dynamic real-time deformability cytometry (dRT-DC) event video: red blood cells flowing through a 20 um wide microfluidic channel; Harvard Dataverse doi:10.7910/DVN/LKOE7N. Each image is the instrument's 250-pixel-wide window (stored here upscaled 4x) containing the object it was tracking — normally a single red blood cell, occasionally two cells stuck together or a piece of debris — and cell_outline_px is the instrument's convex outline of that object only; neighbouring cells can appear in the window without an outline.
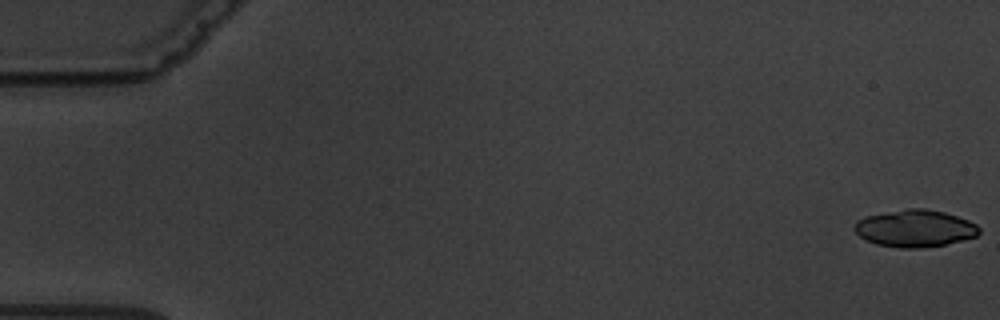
{"species": "common noctule bat (a hibernating species)", "species_latin": "Nyctalus noctula", "temperature_condition": "warm", "stored_images_in_passage": 3, "camera_frame_rate_fps": 3000, "um_per_image_px": 0.085, "animal": {"sex": "male", "body_mass_g": 19.5, "forearm_length_mm": 54.6}, "frame": {"image": 1, "passage_image": 1, "time_ms": 0.0, "image_size_px": [1000, 320], "cell_outline_px": [[980, 232], [976, 236], [944, 244], [920, 248], [900, 248], [876, 244], [860, 236], [856, 232], [856, 220], [864, 216], [908, 208], [924, 208], [944, 212], [968, 220], [976, 224], [980, 228]], "centroid_in_image_um": [77.77, 19.4], "position_along_channel_um": 7.2, "area_um2": 26.7}}
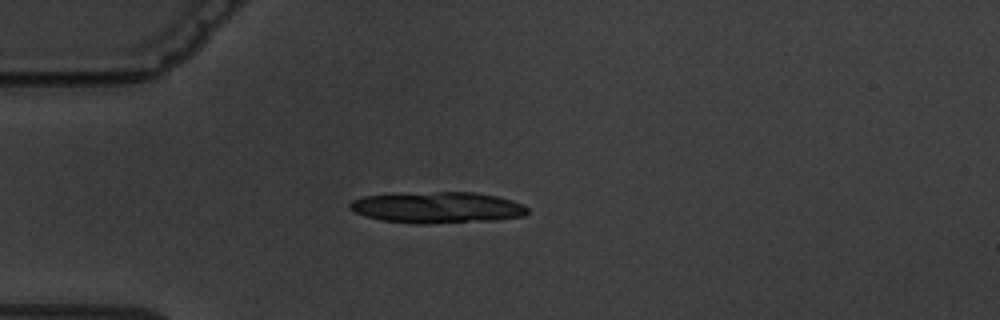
{"frame": {"image": 2, "passage_image": 3, "time_ms": 5.0, "image_size_px": [1000, 320], "cell_outline_px": [[528, 212], [524, 216], [496, 220], [380, 220], [364, 216], [348, 208], [348, 204], [352, 200], [364, 196], [392, 192], [476, 192], [496, 196], [512, 200], [524, 204], [528, 208]], "centroid_in_image_um": [37.16, 17.55], "position_along_channel_um": 47.8, "area_um2": 31.21}}